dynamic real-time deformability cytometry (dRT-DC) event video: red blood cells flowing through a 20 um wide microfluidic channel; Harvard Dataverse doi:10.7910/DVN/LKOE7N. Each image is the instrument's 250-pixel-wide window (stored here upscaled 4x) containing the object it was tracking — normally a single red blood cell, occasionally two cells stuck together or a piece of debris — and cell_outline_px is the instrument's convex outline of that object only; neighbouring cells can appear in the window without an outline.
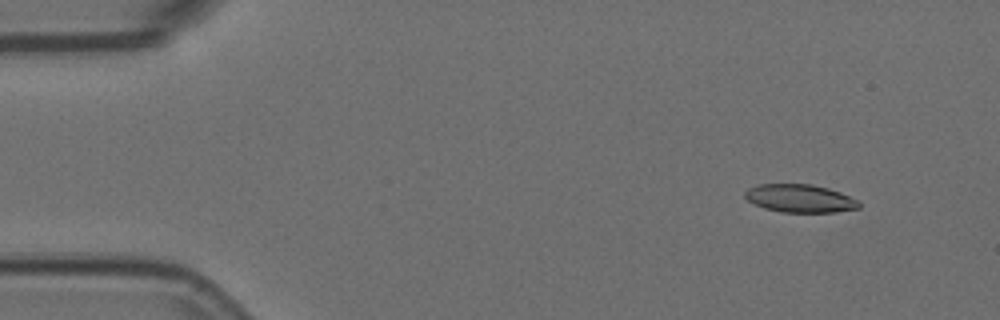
{"species": "Egyptian fruit bat (a non-hibernating species)", "species_latin": "Rousettus aegyptiacus", "temperature_condition": "room temperature", "stored_images_in_passage": 5, "camera_frame_rate_fps": 3000, "um_per_image_px": 0.085, "animal": {"sex": "female"}, "frame": {"image": 1, "passage_image": 2, "time_ms": 0.333, "image_size_px": [1000, 320], "cell_outline_px": [[860, 208], [836, 212], [780, 212], [764, 208], [748, 200], [744, 196], [744, 192], [748, 188], [760, 184], [812, 184], [828, 188], [840, 192], [860, 200]], "centroid_in_image_um": [68.03, 16.86], "position_along_channel_um": 17.0, "area_um2": 18.73}}
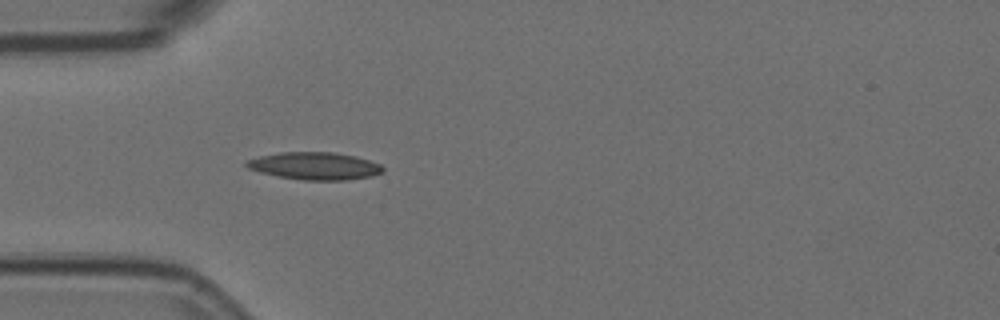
{"frame": {"image": 2, "passage_image": 5, "time_ms": 1.333, "image_size_px": [1000, 320], "cell_outline_px": [[384, 172], [372, 176], [344, 180], [300, 180], [260, 172], [248, 168], [244, 164], [248, 160], [260, 156], [280, 152], [332, 152], [356, 156], [380, 164], [384, 168]], "centroid_in_image_um": [26.77, 14.1], "position_along_channel_um": 58.2, "area_um2": 21.73}}